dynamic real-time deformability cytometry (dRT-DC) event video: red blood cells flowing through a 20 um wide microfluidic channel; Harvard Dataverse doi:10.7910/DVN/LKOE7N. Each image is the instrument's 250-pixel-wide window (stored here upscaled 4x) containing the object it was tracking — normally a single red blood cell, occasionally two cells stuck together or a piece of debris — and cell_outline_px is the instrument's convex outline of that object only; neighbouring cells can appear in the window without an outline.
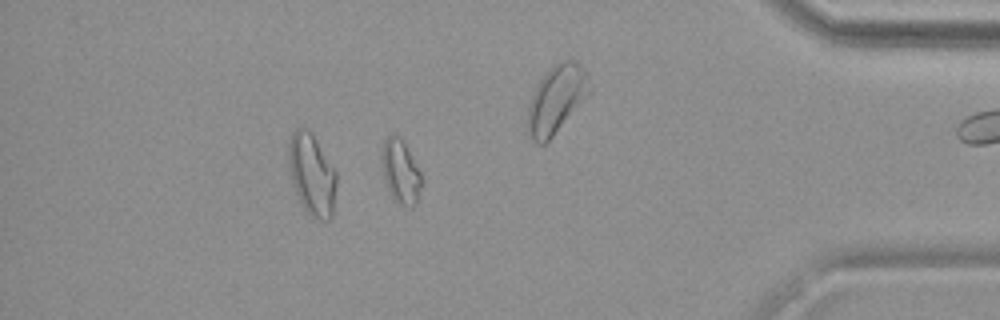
{"species": "common noctule bat (a hibernating species)", "species_latin": "Nyctalus noctula", "temperature_condition": "warm", "stored_images_in_passage": 50, "camera_frame_rate_fps": 3000, "um_per_image_px": 0.085, "animal": {"sex": "female", "body_mass_g": 19.9}, "frame": {"image": 1, "passage_image": 43, "time_ms": 14.0, "image_size_px": [1000, 320], "cell_outline_px": [[424, 184], [416, 204], [412, 208], [408, 208], [400, 204], [392, 196], [388, 188], [384, 176], [380, 156], [380, 152], [384, 140], [392, 132], [400, 136], [412, 156], [424, 180]], "centroid_in_image_um": [34.07, 14.58], "position_along_channel_um": 401.1, "area_um2": 15.2}}